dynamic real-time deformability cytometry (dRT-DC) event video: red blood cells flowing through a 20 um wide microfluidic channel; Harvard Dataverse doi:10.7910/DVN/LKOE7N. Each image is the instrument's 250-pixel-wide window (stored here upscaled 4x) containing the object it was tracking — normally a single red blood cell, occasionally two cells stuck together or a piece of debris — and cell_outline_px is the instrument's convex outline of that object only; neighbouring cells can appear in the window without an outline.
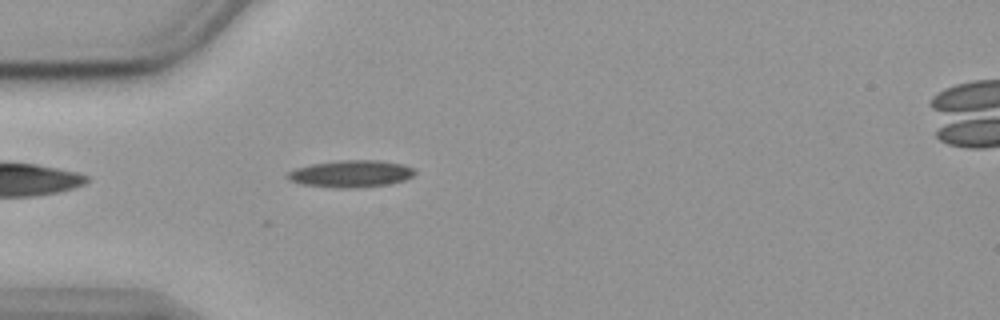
{"species": "common noctule bat (a hibernating species)", "species_latin": "Nyctalus noctula", "temperature_condition": "cold", "stored_images_in_passage": 41, "camera_frame_rate_fps": 3000, "um_per_image_px": 0.085, "animal": {"sex": "female", "body_mass_g": 19.9}, "frame": {"image": 1, "passage_image": 1, "time_ms": 0.0, "image_size_px": [1000, 320], "cell_outline_px": [[416, 172], [412, 176], [404, 180], [388, 184], [356, 188], [332, 188], [300, 184], [284, 176], [288, 172], [296, 168], [312, 164], [344, 160], [380, 160], [404, 164], [412, 168]], "centroid_in_image_um": [29.83, 14.77], "position_along_channel_um": 55.2, "area_um2": 20.06}}
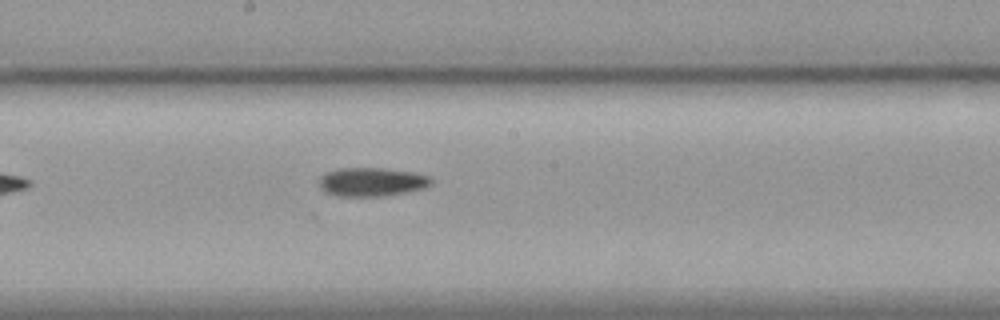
{"frame": {"image": 2, "passage_image": 15, "time_ms": 4.667, "image_size_px": [1000, 320], "cell_outline_px": [[432, 184], [424, 188], [384, 196], [336, 196], [324, 192], [320, 184], [320, 176], [328, 172], [340, 168], [380, 168], [412, 172], [428, 176], [432, 180]], "centroid_in_image_um": [31.58, 15.47], "position_along_channel_um": 216.6, "area_um2": 18.55}}
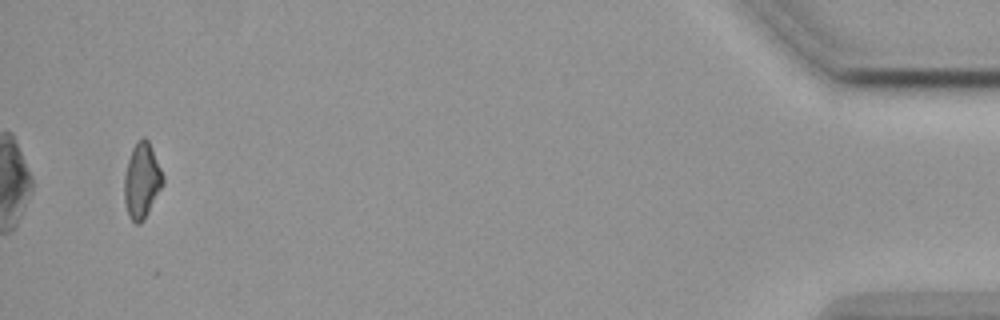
{"frame": {"image": 3, "passage_image": 39, "time_ms": 12.667, "image_size_px": [1000, 320], "cell_outline_px": [[164, 184], [144, 220], [140, 224], [136, 224], [128, 216], [124, 200], [124, 176], [128, 160], [132, 148], [136, 140], [144, 136], [148, 140], [152, 148], [164, 176]], "centroid_in_image_um": [12.06, 15.35], "position_along_channel_um": 423.1, "area_um2": 17.17}}